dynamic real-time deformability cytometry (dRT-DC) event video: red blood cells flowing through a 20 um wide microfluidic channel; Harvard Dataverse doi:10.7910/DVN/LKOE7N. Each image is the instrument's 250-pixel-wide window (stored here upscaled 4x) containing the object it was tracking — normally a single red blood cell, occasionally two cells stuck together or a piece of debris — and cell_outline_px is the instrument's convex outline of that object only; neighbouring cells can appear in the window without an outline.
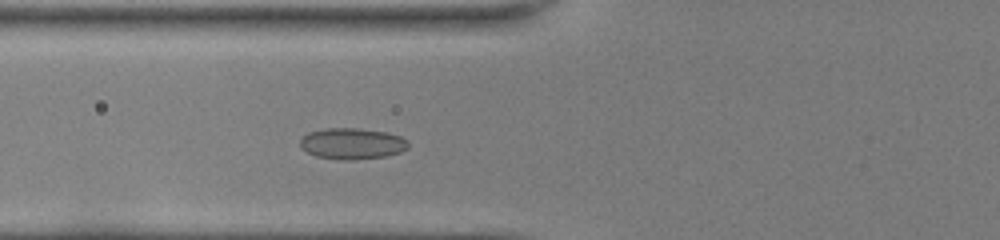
{"species": "common noctule bat (a hibernating species)", "species_latin": "Nyctalus noctula", "temperature_condition": "room temperature", "stored_images_in_passage": 40, "camera_frame_rate_fps": 3000, "um_per_image_px": 0.085, "animal": {"sex": "female", "body_mass_g": 22.0, "forearm_length_mm": 56.7}, "frame": {"image": 1, "passage_image": 10, "time_ms": 3.0, "image_size_px": [1000, 240], "cell_outline_px": [[408, 148], [400, 152], [388, 156], [352, 160], [340, 160], [316, 156], [300, 148], [300, 140], [308, 132], [324, 128], [360, 128], [388, 132], [400, 136], [408, 140]], "centroid_in_image_um": [29.94, 12.2], "position_along_channel_um": 95.9, "area_um2": 19.88}}
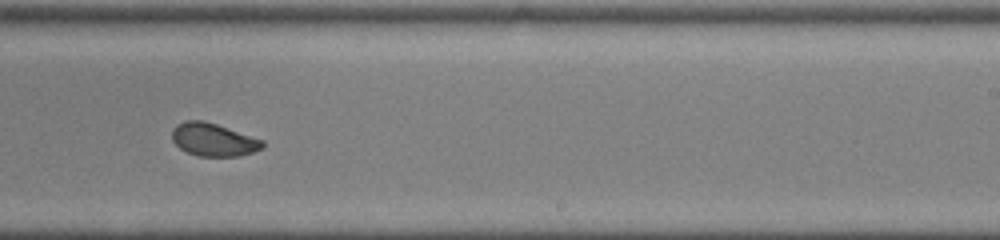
{"frame": {"image": 2, "passage_image": 23, "time_ms": 7.333, "image_size_px": [1000, 240], "cell_outline_px": [[264, 148], [240, 156], [196, 156], [180, 148], [172, 140], [172, 128], [176, 124], [184, 120], [204, 120], [264, 140]], "centroid_in_image_um": [18.13, 11.87], "position_along_channel_um": 270.9, "area_um2": 17.46}}
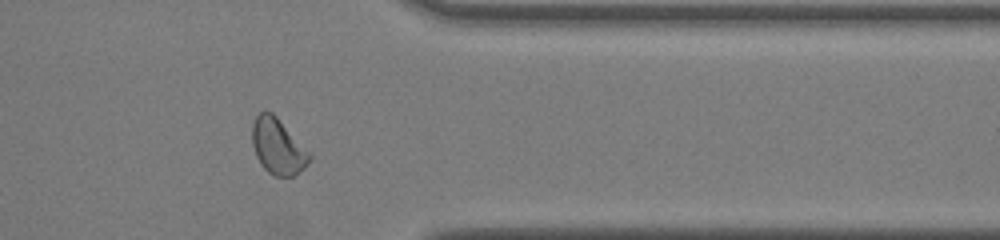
{"frame": {"image": 3, "passage_image": 32, "time_ms": 10.333, "image_size_px": [1000, 240], "cell_outline_px": [[312, 156], [308, 164], [300, 172], [292, 176], [276, 176], [268, 172], [260, 164], [256, 156], [252, 144], [252, 124], [256, 116], [260, 112], [272, 112], [276, 116]], "centroid_in_image_um": [23.6, 12.47], "position_along_channel_um": 387.8, "area_um2": 18.32}, "authors_computed_cell_mechanics": {"area_um2": 18.0625, "velocity_mm_per_s": 4.0406, "shape_relaxation_time_tau1_ms": null, "shape_relaxation_time_tau2_ms": 0.776, "deformation_change_tau1": null, "deformation_change_tau2": 0.0423}}